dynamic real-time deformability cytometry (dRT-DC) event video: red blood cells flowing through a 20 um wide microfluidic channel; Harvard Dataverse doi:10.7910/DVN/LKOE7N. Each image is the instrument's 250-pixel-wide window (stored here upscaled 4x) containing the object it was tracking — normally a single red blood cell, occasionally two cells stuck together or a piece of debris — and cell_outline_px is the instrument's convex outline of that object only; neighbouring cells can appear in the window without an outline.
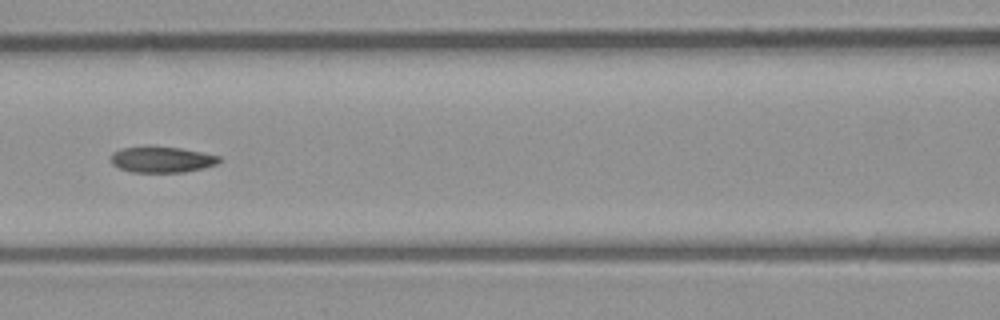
{"species": "common noctule bat (a hibernating species)", "species_latin": "Nyctalus noctula", "temperature_condition": "room temperature", "stored_images_in_passage": 27, "camera_frame_rate_fps": 3000, "um_per_image_px": 0.085, "animal": {"sex": "male", "body_mass_g": 23.1, "forearm_length_mm": 52.7}, "frame": {"image": 1, "passage_image": 12, "time_ms": 3.667, "image_size_px": [1000, 320], "cell_outline_px": [[220, 160], [216, 164], [204, 168], [184, 172], [132, 172], [120, 168], [112, 164], [112, 152], [124, 148], [180, 148], [220, 156]], "centroid_in_image_um": [13.78, 13.59], "position_along_channel_um": 152.8, "area_um2": 15.78}}